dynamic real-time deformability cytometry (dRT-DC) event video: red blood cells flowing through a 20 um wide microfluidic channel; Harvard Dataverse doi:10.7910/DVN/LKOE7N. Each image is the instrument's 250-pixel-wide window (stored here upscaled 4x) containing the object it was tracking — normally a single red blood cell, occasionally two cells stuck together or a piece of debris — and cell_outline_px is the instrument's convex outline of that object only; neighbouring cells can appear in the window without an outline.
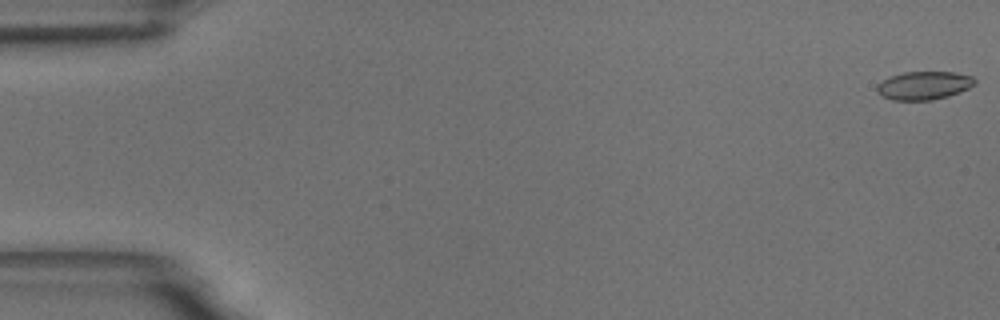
{"species": "common noctule bat (a hibernating species)", "species_latin": "Nyctalus noctula", "temperature_condition": "room temperature", "stored_images_in_passage": 56, "camera_frame_rate_fps": 3000, "um_per_image_px": 0.085, "animal": {"sex": "male", "body_mass_g": 18.8}, "frame": {"image": 1, "passage_image": 1, "time_ms": 0.0, "image_size_px": [1000, 320], "cell_outline_px": [[976, 84], [960, 92], [948, 96], [932, 100], [892, 100], [876, 92], [876, 88], [884, 80], [892, 76], [904, 72], [952, 72], [972, 76], [976, 80]], "centroid_in_image_um": [78.57, 7.27], "position_along_channel_um": 6.4, "area_um2": 15.95}}
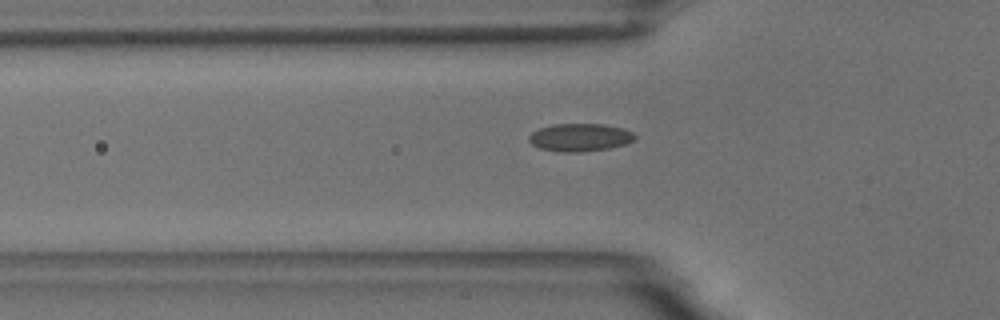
{"frame": {"image": 2, "passage_image": 19, "time_ms": 6.0, "image_size_px": [1000, 320], "cell_outline_px": [[636, 136], [632, 140], [624, 144], [608, 148], [580, 152], [560, 152], [540, 148], [532, 144], [528, 140], [528, 136], [532, 132], [540, 128], [552, 124], [604, 124], [624, 128], [632, 132]], "centroid_in_image_um": [49.27, 11.67], "position_along_channel_um": 76.5, "area_um2": 17.11}}
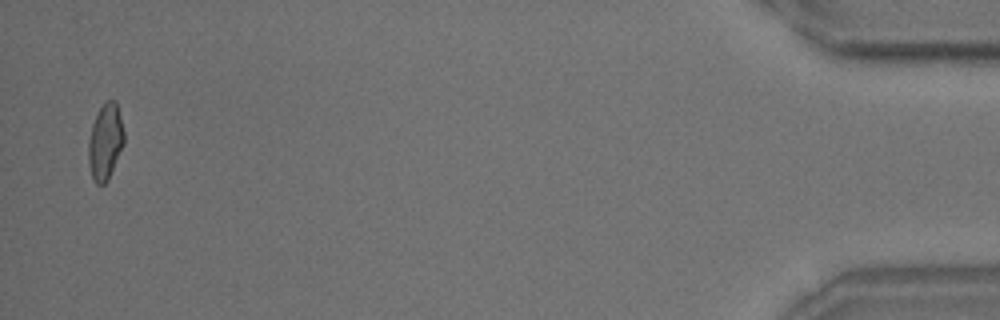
{"frame": {"image": 3, "passage_image": 55, "time_ms": 18.0, "image_size_px": [1000, 320], "cell_outline_px": [[124, 144], [108, 180], [104, 184], [96, 184], [92, 176], [88, 164], [88, 140], [92, 124], [104, 100], [116, 100], [124, 132]], "centroid_in_image_um": [8.95, 12.04], "position_along_channel_um": 426.3, "area_um2": 15.84}, "authors_computed_cell_mechanics": {"area_um2": 16.4152, "velocity_mm_per_s": 3.6361, "shape_relaxation_time_tau1_ms": 6.8194, "shape_relaxation_time_tau2_ms": 1.4918, "deformation_change_tau1": 0.1522, "deformation_change_tau2": 0.0748}}